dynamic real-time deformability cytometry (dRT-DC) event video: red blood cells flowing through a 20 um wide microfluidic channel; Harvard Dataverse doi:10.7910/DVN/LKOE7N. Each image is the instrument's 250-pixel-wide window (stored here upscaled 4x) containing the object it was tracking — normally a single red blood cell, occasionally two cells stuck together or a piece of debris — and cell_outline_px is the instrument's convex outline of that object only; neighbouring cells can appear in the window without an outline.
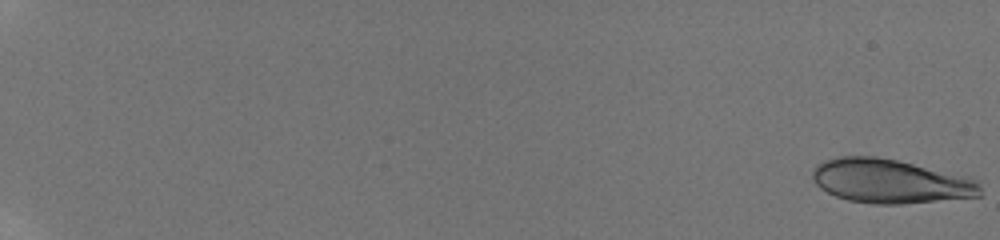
{"species": "human", "species_latin": "Homo sapiens", "temperature_condition": "room temperature", "stored_images_in_passage": 37, "camera_frame_rate_fps": 3000, "um_per_image_px": 0.085, "donor": {"sex": "male"}, "frame": {"image": 1, "passage_image": 1, "time_ms": 0.0, "image_size_px": [1000, 240], "cell_outline_px": [[980, 196], [900, 204], [872, 204], [848, 200], [836, 196], [820, 188], [812, 180], [812, 172], [816, 164], [824, 160], [840, 156], [876, 156], [896, 160], [972, 176], [980, 184]], "centroid_in_image_um": [75.68, 15.39], "position_along_channel_um": 9.3, "area_um2": 43.35}}
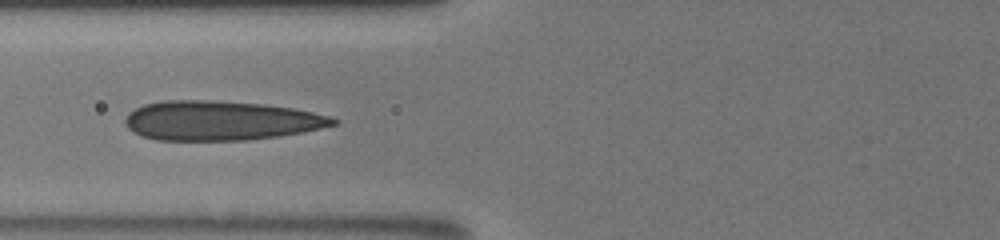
{"frame": {"image": 2, "passage_image": 18, "time_ms": 8.667, "image_size_px": [1000, 240], "cell_outline_px": [[340, 124], [304, 132], [280, 136], [248, 140], [156, 140], [140, 136], [132, 132], [124, 124], [124, 120], [128, 112], [144, 104], [160, 100], [212, 100], [264, 104], [292, 108], [332, 116], [340, 120]], "centroid_in_image_um": [18.76, 10.25], "position_along_channel_um": 107.0, "area_um2": 48.44}}
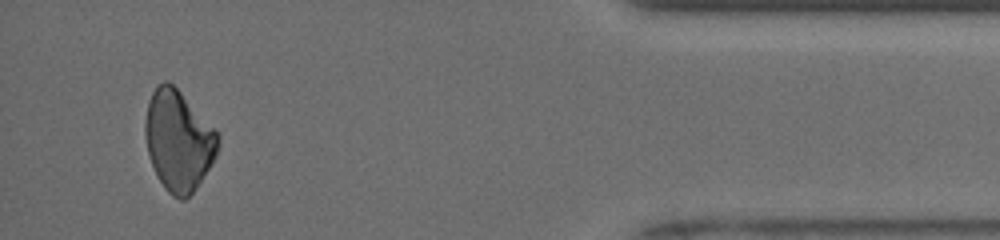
{"frame": {"image": 3, "passage_image": 36, "time_ms": 17.667, "image_size_px": [1000, 240], "cell_outline_px": [[220, 144], [216, 156], [212, 164], [192, 192], [184, 200], [180, 200], [172, 196], [164, 188], [156, 176], [148, 152], [144, 132], [144, 124], [148, 100], [156, 84], [164, 80], [168, 80], [216, 128], [220, 136]], "centroid_in_image_um": [15.17, 11.93], "position_along_channel_um": 420.0, "area_um2": 42.95}, "authors_computed_cell_mechanics": {"area_um2": 44.217, "velocity_mm_per_s": 3.9629, "shape_relaxation_time_tau1_ms": 6.282, "shape_relaxation_time_tau2_ms": 4.5216, "deformation_change_tau1": 0.1268, "deformation_change_tau2": 0.0951}}